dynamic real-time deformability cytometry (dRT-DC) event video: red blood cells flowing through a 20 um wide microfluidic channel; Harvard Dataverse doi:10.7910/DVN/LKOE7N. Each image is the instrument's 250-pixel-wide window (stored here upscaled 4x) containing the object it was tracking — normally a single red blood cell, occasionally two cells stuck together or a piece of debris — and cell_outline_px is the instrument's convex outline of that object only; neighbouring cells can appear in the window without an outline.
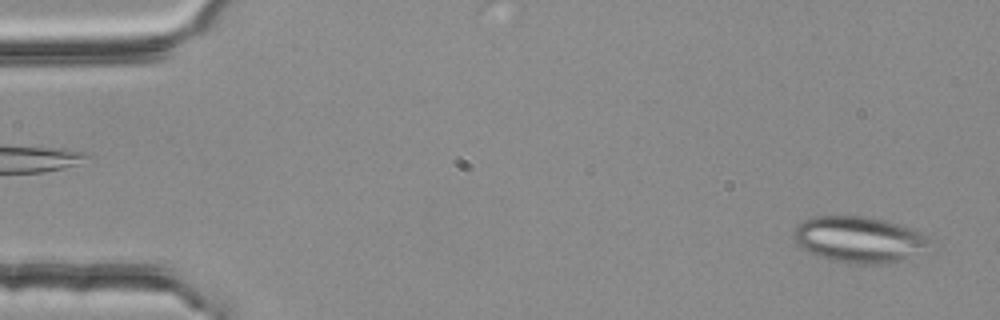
{"species": "common noctule bat (a hibernating species)", "species_latin": "Nyctalus noctula", "temperature_condition": "room temperature", "stored_images_in_passage": 4, "segment_of_instrument_passage": [2, 2], "camera_frame_rate_fps": 3000, "um_per_image_px": 0.085, "animal": {"sex": "female", "body_mass_g": 25.1}, "frame": {"image": 1, "passage_image": 4, "time_ms": 1.0, "image_size_px": [1000, 320], "cell_outline_px": [[936, 252], [896, 264], [856, 264], [832, 260], [808, 252], [800, 248], [796, 244], [796, 224], [812, 216], [868, 216], [900, 224], [912, 228], [936, 240]], "centroid_in_image_um": [73.28, 20.4], "position_along_channel_um": 11.7, "area_um2": 38.38}}